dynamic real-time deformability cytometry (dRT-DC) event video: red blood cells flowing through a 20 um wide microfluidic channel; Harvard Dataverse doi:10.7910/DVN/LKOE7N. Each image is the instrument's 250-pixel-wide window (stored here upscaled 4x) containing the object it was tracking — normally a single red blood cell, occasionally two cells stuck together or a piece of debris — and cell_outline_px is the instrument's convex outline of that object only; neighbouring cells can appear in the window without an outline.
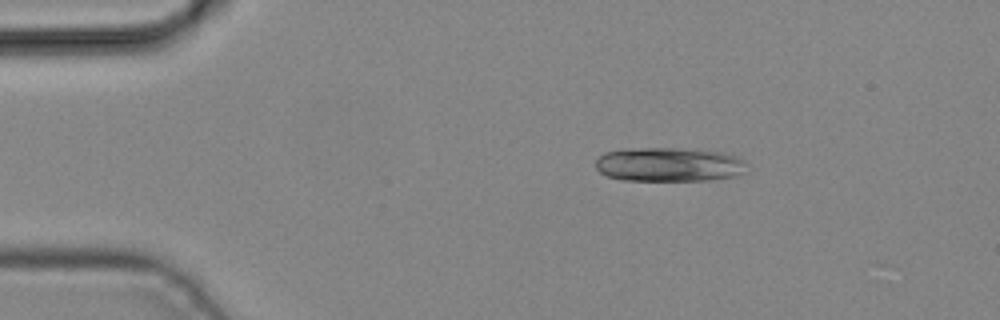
{"species": "common noctule bat (a hibernating species)", "species_latin": "Nyctalus noctula", "temperature_condition": "cold", "stored_images_in_passage": 4, "camera_frame_rate_fps": 3000, "um_per_image_px": 0.085, "animal": {"sex": "male", "body_mass_g": 19.2, "forearm_length_mm": 51.8}, "frame": {"image": 1, "passage_image": 1, "time_ms": 0.0, "image_size_px": [1000, 320], "cell_outline_px": [[744, 164], [740, 172], [736, 176], [712, 180], [620, 180], [608, 176], [600, 172], [596, 168], [596, 160], [604, 152], [624, 148], [680, 148], [720, 152], [736, 156], [744, 160]], "centroid_in_image_um": [56.79, 13.98], "position_along_channel_um": 28.2, "area_um2": 29.94}}
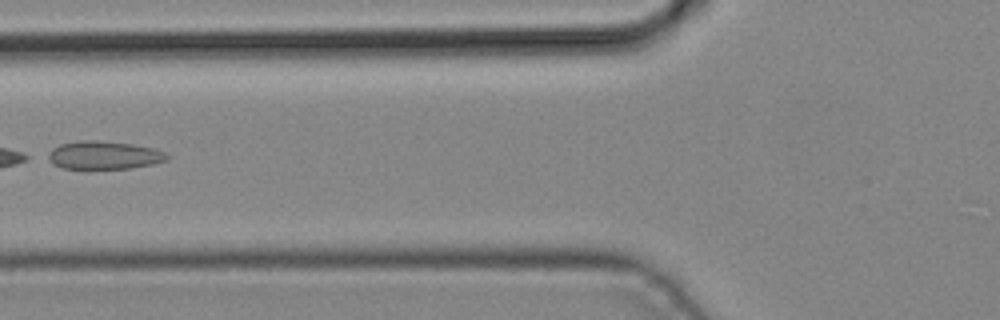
{"frame": {"image": 2, "passage_image": 4, "time_ms": 1.0, "image_size_px": [1000, 320], "cell_outline_px": [[168, 160], [152, 164], [132, 168], [64, 168], [52, 164], [44, 156], [52, 148], [60, 144], [80, 140], [96, 140], [132, 144], [152, 148], [164, 152], [168, 156]], "centroid_in_image_um": [8.78, 13.18], "position_along_channel_um": 117.0, "area_um2": 19.48}}